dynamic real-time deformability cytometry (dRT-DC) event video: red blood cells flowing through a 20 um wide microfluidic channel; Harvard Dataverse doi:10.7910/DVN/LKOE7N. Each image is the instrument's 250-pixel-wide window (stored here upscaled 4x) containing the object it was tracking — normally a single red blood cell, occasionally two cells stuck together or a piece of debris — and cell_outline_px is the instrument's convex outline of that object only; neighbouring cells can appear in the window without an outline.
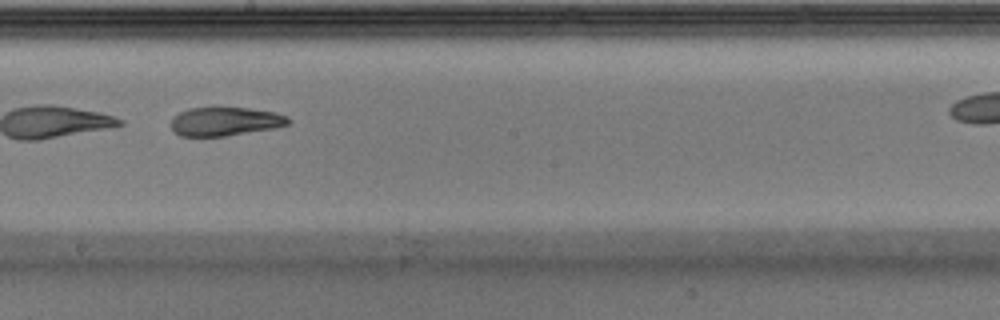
{"species": "Egyptian fruit bat (a non-hibernating species)", "species_latin": "Rousettus aegyptiacus", "temperature_condition": "warm", "stored_images_in_passage": 29, "camera_frame_rate_fps": 3000, "um_per_image_px": 0.085, "animal": {"sex": "male"}, "frame": {"image": 1, "passage_image": 13, "time_ms": 4.0, "image_size_px": [1000, 320], "cell_outline_px": [[288, 124], [272, 128], [224, 136], [180, 136], [172, 132], [172, 116], [188, 108], [216, 104], [248, 108], [276, 112], [288, 116]], "centroid_in_image_um": [19.06, 10.27], "position_along_channel_um": 229.1, "area_um2": 20.29}, "authors_computed_cell_mechanics": {"area_um2": 20.6346, "velocity_mm_per_s": 3.9517, "shape_relaxation_time_tau1_ms": 8.1711, "shape_relaxation_time_tau2_ms": 2.0798, "deformation_change_tau1": 0.277, "deformation_change_tau2": 0.0983}}